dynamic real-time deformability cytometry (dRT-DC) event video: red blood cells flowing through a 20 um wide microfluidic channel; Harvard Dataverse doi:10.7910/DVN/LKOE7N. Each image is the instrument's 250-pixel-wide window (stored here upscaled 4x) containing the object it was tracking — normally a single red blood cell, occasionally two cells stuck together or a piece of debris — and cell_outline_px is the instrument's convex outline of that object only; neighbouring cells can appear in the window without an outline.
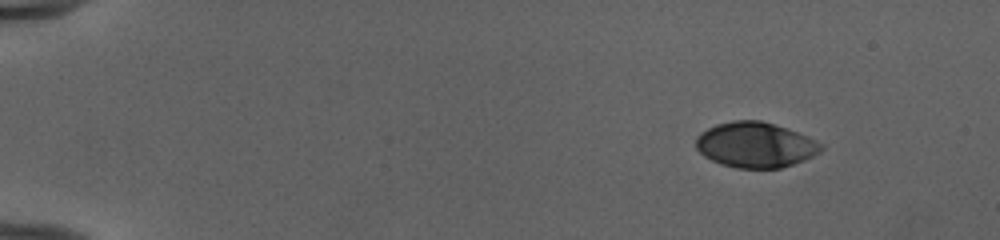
{"species": "human", "species_latin": "Homo sapiens", "temperature_condition": "cold", "stored_images_in_passage": 47, "camera_frame_rate_fps": 3000, "um_per_image_px": 0.085, "donor": {"sex": "female"}, "frame": {"image": 1, "passage_image": 1, "time_ms": 0.0, "image_size_px": [1000, 240], "cell_outline_px": [[824, 148], [820, 152], [804, 160], [780, 168], [736, 168], [720, 164], [704, 156], [696, 148], [696, 136], [700, 132], [716, 124], [732, 120], [760, 120], [796, 132], [824, 144]], "centroid_in_image_um": [64.18, 12.32], "position_along_channel_um": 20.8, "area_um2": 32.95}}
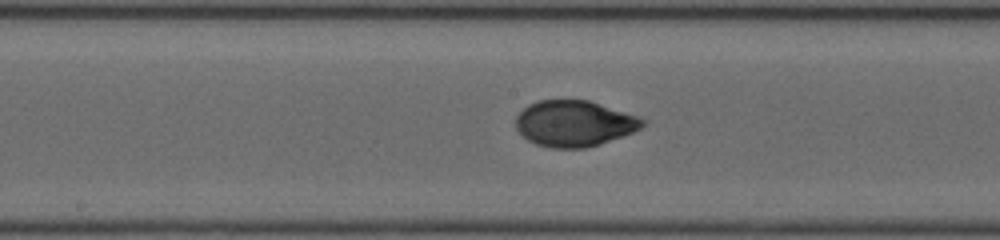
{"frame": {"image": 2, "passage_image": 24, "time_ms": 7.667, "image_size_px": [1000, 240], "cell_outline_px": [[648, 120], [640, 128], [632, 132], [584, 148], [552, 148], [536, 144], [528, 140], [516, 128], [516, 116], [528, 104], [536, 100], [588, 100]], "centroid_in_image_um": [48.77, 10.48], "position_along_channel_um": 199.4, "area_um2": 33.47}}
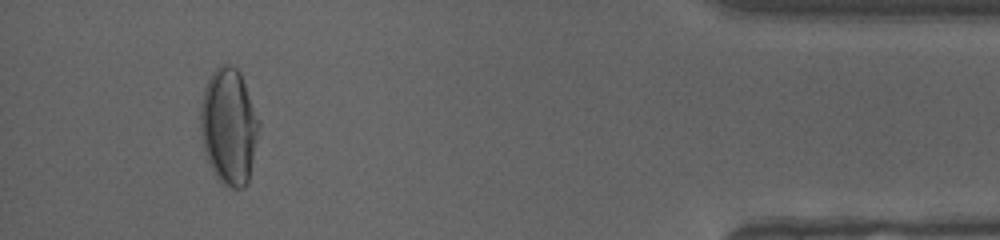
{"frame": {"image": 3, "passage_image": 44, "time_ms": 14.333, "image_size_px": [1000, 240], "cell_outline_px": [[260, 124], [248, 180], [244, 188], [232, 188], [224, 184], [216, 176], [208, 160], [200, 136], [200, 108], [204, 88], [212, 72], [220, 64], [228, 64], [236, 68], [240, 72], [260, 120]], "centroid_in_image_um": [19.45, 10.71], "position_along_channel_um": 415.8, "area_um2": 39.42}, "authors_computed_cell_mechanics": {"area_um2": 34.2176, "velocity_mm_per_s": 3.9944, "shape_relaxation_time_tau1_ms": 3.8431, "shape_relaxation_time_tau2_ms": null, "deformation_change_tau1": 0.1792, "deformation_change_tau2": null}}